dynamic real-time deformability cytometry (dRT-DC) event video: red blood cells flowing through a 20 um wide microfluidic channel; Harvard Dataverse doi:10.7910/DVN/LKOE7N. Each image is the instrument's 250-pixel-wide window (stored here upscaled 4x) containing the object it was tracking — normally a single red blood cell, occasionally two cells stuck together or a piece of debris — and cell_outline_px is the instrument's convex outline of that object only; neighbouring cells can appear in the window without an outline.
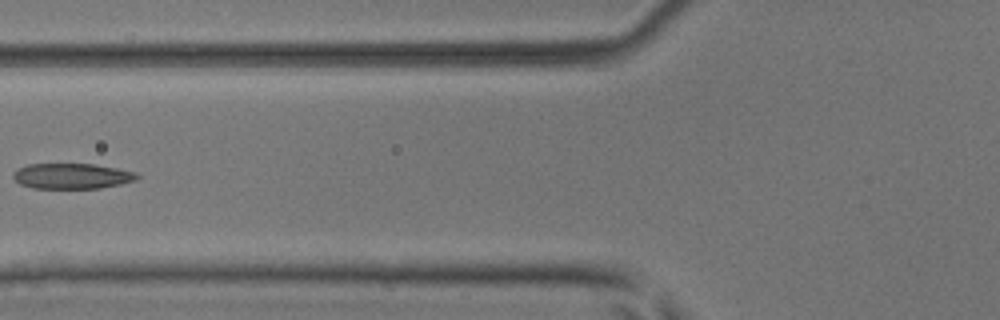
{"species": "common noctule bat (a hibernating species)", "species_latin": "Nyctalus noctula", "temperature_condition": "room temperature", "stored_images_in_passage": 6, "camera_frame_rate_fps": 3000, "um_per_image_px": 0.085, "animal": {"sex": "male", "body_mass_g": 17.9, "forearm_length_mm": 54.2}, "frame": {"image": 1, "passage_image": 6, "time_ms": 1.667, "image_size_px": [1000, 320], "cell_outline_px": [[140, 176], [136, 180], [120, 184], [100, 188], [32, 188], [20, 184], [12, 176], [12, 172], [16, 168], [28, 164], [92, 164], [116, 168], [136, 172]], "centroid_in_image_um": [6.09, 14.96], "position_along_channel_um": 119.7, "area_um2": 18.44}}